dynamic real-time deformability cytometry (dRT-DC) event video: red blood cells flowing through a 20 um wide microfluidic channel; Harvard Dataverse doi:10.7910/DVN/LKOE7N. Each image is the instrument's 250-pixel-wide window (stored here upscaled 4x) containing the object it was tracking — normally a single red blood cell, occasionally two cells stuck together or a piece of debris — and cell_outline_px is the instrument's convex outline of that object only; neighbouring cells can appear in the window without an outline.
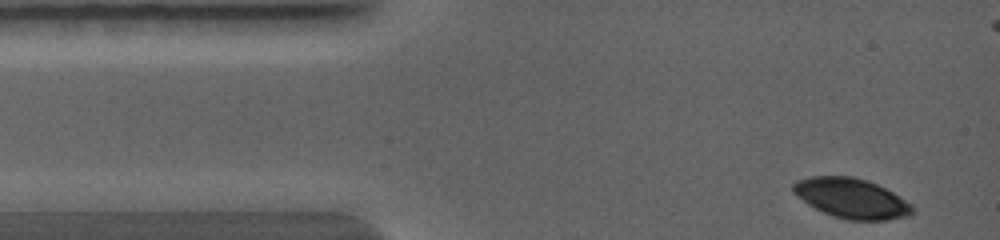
{"species": "common noctule bat (a hibernating species)", "species_latin": "Nyctalus noctula", "temperature_condition": "warm", "stored_images_in_passage": 10, "segment_of_instrument_passage": [1, 2], "camera_frame_rate_fps": 5000, "um_per_image_px": 0.085, "animal": {"sex": "female", "body_mass_g": 19.0, "forearm_length_mm": 56.7}, "frame": {"image": 1, "passage_image": 1, "time_ms": 0.0, "image_size_px": [1000, 240], "cell_outline_px": [[912, 212], [908, 216], [888, 220], [844, 220], [832, 216], [812, 208], [792, 192], [792, 184], [800, 180], [820, 176], [840, 176], [860, 180], [884, 188], [892, 192], [908, 204], [912, 208]], "centroid_in_image_um": [72.3, 16.9], "position_along_channel_um": 12.7, "area_um2": 26.93}}
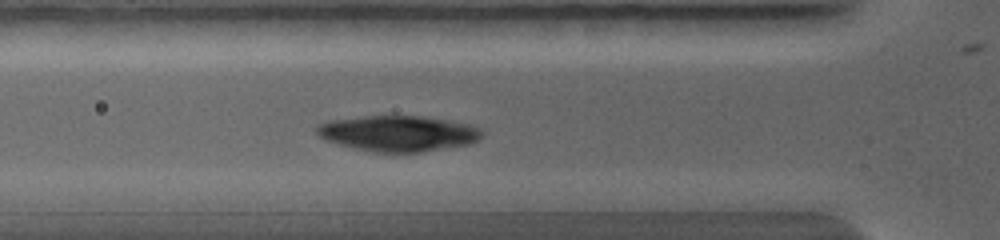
{"frame": {"image": 2, "passage_image": 9, "time_ms": 2.6, "image_size_px": [1000, 240], "cell_outline_px": [[480, 136], [476, 140], [468, 144], [420, 152], [372, 152], [340, 144], [328, 140], [320, 136], [316, 132], [316, 128], [324, 124], [336, 120], [368, 116], [416, 116], [440, 120], [460, 124], [472, 128], [480, 132]], "centroid_in_image_um": [33.77, 11.36], "position_along_channel_um": 92.0, "area_um2": 32.71}}